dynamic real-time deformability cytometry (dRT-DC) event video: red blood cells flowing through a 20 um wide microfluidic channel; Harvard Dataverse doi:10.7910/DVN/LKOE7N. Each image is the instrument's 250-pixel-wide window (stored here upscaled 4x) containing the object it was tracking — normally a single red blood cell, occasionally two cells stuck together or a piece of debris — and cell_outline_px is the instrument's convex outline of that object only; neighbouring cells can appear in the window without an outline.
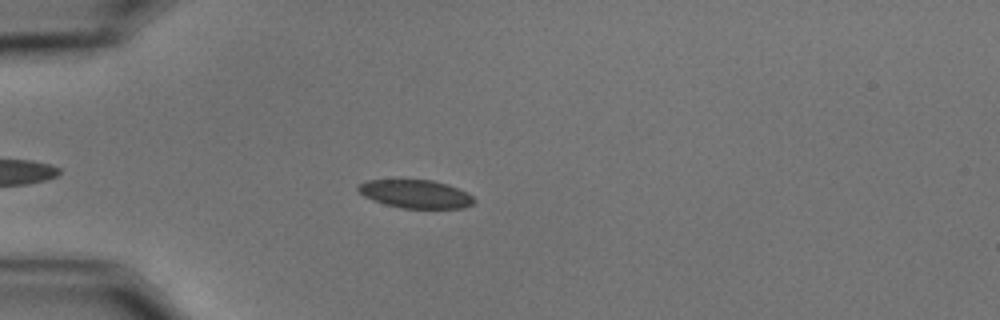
{"species": "common noctule bat (a hibernating species)", "species_latin": "Nyctalus noctula", "temperature_condition": "cold", "stored_images_in_passage": 42, "camera_frame_rate_fps": 3000, "um_per_image_px": 0.085, "animal": {"sex": "male", "body_mass_g": 15.6}, "frame": {"image": 1, "passage_image": 9, "time_ms": 2.667, "image_size_px": [1000, 320], "cell_outline_px": [[476, 200], [472, 204], [464, 208], [400, 208], [384, 204], [372, 200], [364, 196], [356, 188], [356, 184], [368, 180], [432, 180], [448, 184], [468, 192]], "centroid_in_image_um": [35.32, 16.49], "position_along_channel_um": 49.7, "area_um2": 19.25}}
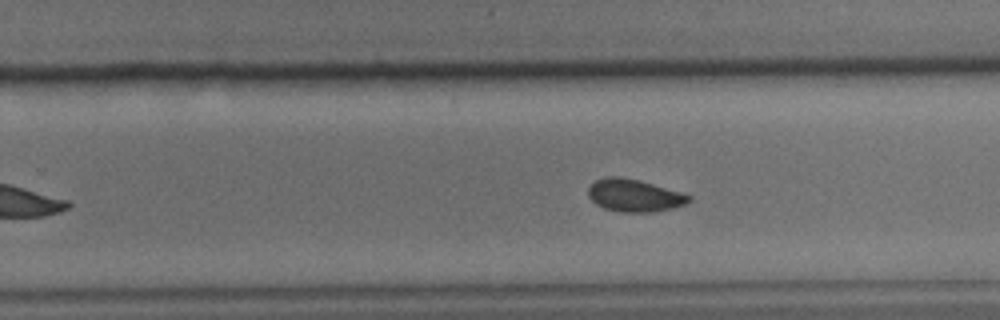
{"frame": {"image": 2, "passage_image": 30, "time_ms": 9.667, "image_size_px": [1000, 320], "cell_outline_px": [[692, 200], [684, 204], [672, 208], [652, 212], [620, 212], [604, 208], [596, 204], [588, 196], [588, 188], [596, 180], [608, 176], [620, 176], [640, 180], [680, 192], [692, 196]], "centroid_in_image_um": [53.9, 16.61], "position_along_channel_um": 275.9, "area_um2": 19.02}}
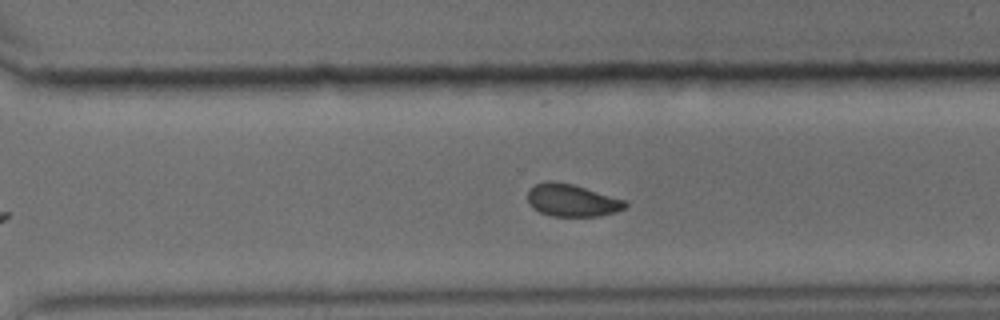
{"frame": {"image": 3, "passage_image": 34, "time_ms": 11.0, "image_size_px": [1000, 320], "cell_outline_px": [[628, 204], [624, 208], [616, 212], [596, 216], [552, 216], [540, 212], [532, 208], [528, 200], [528, 188], [536, 184], [548, 180], [552, 180], [572, 184], [624, 200]], "centroid_in_image_um": [48.57, 17.02], "position_along_channel_um": 322.0, "area_um2": 18.26}, "authors_computed_cell_mechanics": {"area_um2": 19.2185, "velocity_mm_per_s": 3.4685, "shape_relaxation_time_tau1_ms": 4.6726, "shape_relaxation_time_tau2_ms": 3.593, "deformation_change_tau1": 0.0982, "deformation_change_tau2": 0.0527}}